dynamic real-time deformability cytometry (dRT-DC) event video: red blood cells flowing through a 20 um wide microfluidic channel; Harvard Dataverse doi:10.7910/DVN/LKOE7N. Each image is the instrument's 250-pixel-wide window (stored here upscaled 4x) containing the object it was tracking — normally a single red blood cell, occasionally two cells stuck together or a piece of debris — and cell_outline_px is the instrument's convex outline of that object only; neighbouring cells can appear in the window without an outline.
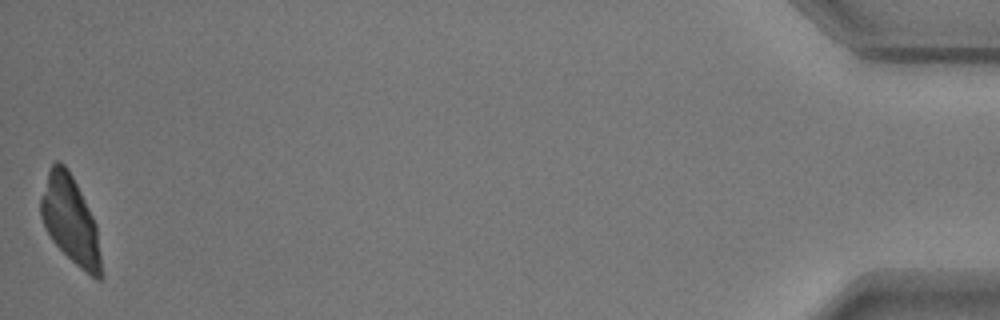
{"species": "common noctule bat (a hibernating species)", "species_latin": "Nyctalus noctula", "temperature_condition": "warm", "stored_images_in_passage": 51, "camera_frame_rate_fps": 3000, "um_per_image_px": 0.085, "animal": {"sex": "male", "body_mass_g": 17.9}, "frame": {"image": 1, "passage_image": 51, "time_ms": 16.667, "image_size_px": [1000, 320], "cell_outline_px": [[104, 276], [100, 280], [96, 280], [80, 268], [52, 240], [40, 216], [40, 196], [48, 172], [52, 164], [56, 160], [60, 160], [64, 164], [72, 176], [96, 224]], "centroid_in_image_um": [5.99, 18.74], "position_along_channel_um": 429.2, "area_um2": 30.52}}